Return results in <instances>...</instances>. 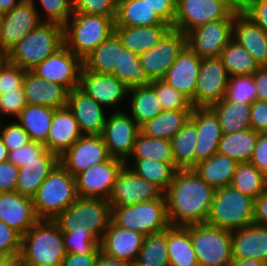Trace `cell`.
<instances>
[{
	"mask_svg": "<svg viewBox=\"0 0 267 266\" xmlns=\"http://www.w3.org/2000/svg\"><path fill=\"white\" fill-rule=\"evenodd\" d=\"M26 105L27 101L23 89L15 90V92H5L1 94L0 121H3L5 117L6 119L11 118L10 120H15Z\"/></svg>",
	"mask_w": 267,
	"mask_h": 266,
	"instance_id": "obj_55",
	"label": "cell"
},
{
	"mask_svg": "<svg viewBox=\"0 0 267 266\" xmlns=\"http://www.w3.org/2000/svg\"><path fill=\"white\" fill-rule=\"evenodd\" d=\"M190 236L199 266H232L231 231L201 223L190 225Z\"/></svg>",
	"mask_w": 267,
	"mask_h": 266,
	"instance_id": "obj_9",
	"label": "cell"
},
{
	"mask_svg": "<svg viewBox=\"0 0 267 266\" xmlns=\"http://www.w3.org/2000/svg\"><path fill=\"white\" fill-rule=\"evenodd\" d=\"M192 110L162 111L140 126V132L153 138L171 140L190 118Z\"/></svg>",
	"mask_w": 267,
	"mask_h": 266,
	"instance_id": "obj_37",
	"label": "cell"
},
{
	"mask_svg": "<svg viewBox=\"0 0 267 266\" xmlns=\"http://www.w3.org/2000/svg\"><path fill=\"white\" fill-rule=\"evenodd\" d=\"M6 59H7L6 54L3 52H0V67L5 62Z\"/></svg>",
	"mask_w": 267,
	"mask_h": 266,
	"instance_id": "obj_73",
	"label": "cell"
},
{
	"mask_svg": "<svg viewBox=\"0 0 267 266\" xmlns=\"http://www.w3.org/2000/svg\"><path fill=\"white\" fill-rule=\"evenodd\" d=\"M66 254L62 232L53 220L40 219L21 237L19 257L26 266H61Z\"/></svg>",
	"mask_w": 267,
	"mask_h": 266,
	"instance_id": "obj_2",
	"label": "cell"
},
{
	"mask_svg": "<svg viewBox=\"0 0 267 266\" xmlns=\"http://www.w3.org/2000/svg\"><path fill=\"white\" fill-rule=\"evenodd\" d=\"M115 18L73 13L63 26L64 45L83 61L114 32Z\"/></svg>",
	"mask_w": 267,
	"mask_h": 266,
	"instance_id": "obj_5",
	"label": "cell"
},
{
	"mask_svg": "<svg viewBox=\"0 0 267 266\" xmlns=\"http://www.w3.org/2000/svg\"><path fill=\"white\" fill-rule=\"evenodd\" d=\"M83 134L68 106L56 108L49 129L46 149L60 157Z\"/></svg>",
	"mask_w": 267,
	"mask_h": 266,
	"instance_id": "obj_27",
	"label": "cell"
},
{
	"mask_svg": "<svg viewBox=\"0 0 267 266\" xmlns=\"http://www.w3.org/2000/svg\"><path fill=\"white\" fill-rule=\"evenodd\" d=\"M118 59L119 37L113 32L83 60V67L95 73L112 74L118 68Z\"/></svg>",
	"mask_w": 267,
	"mask_h": 266,
	"instance_id": "obj_42",
	"label": "cell"
},
{
	"mask_svg": "<svg viewBox=\"0 0 267 266\" xmlns=\"http://www.w3.org/2000/svg\"><path fill=\"white\" fill-rule=\"evenodd\" d=\"M42 21L37 9L30 0H22L11 11L3 14L0 52L6 55L28 33Z\"/></svg>",
	"mask_w": 267,
	"mask_h": 266,
	"instance_id": "obj_20",
	"label": "cell"
},
{
	"mask_svg": "<svg viewBox=\"0 0 267 266\" xmlns=\"http://www.w3.org/2000/svg\"><path fill=\"white\" fill-rule=\"evenodd\" d=\"M77 198L75 177L58 163L37 189L32 201L40 219L53 220Z\"/></svg>",
	"mask_w": 267,
	"mask_h": 266,
	"instance_id": "obj_6",
	"label": "cell"
},
{
	"mask_svg": "<svg viewBox=\"0 0 267 266\" xmlns=\"http://www.w3.org/2000/svg\"><path fill=\"white\" fill-rule=\"evenodd\" d=\"M167 24L142 0H118L115 26H151Z\"/></svg>",
	"mask_w": 267,
	"mask_h": 266,
	"instance_id": "obj_38",
	"label": "cell"
},
{
	"mask_svg": "<svg viewBox=\"0 0 267 266\" xmlns=\"http://www.w3.org/2000/svg\"><path fill=\"white\" fill-rule=\"evenodd\" d=\"M253 222L267 227V190L254 199Z\"/></svg>",
	"mask_w": 267,
	"mask_h": 266,
	"instance_id": "obj_64",
	"label": "cell"
},
{
	"mask_svg": "<svg viewBox=\"0 0 267 266\" xmlns=\"http://www.w3.org/2000/svg\"><path fill=\"white\" fill-rule=\"evenodd\" d=\"M171 28L169 24L115 26L114 32L120 38L124 48L140 55L155 46Z\"/></svg>",
	"mask_w": 267,
	"mask_h": 266,
	"instance_id": "obj_31",
	"label": "cell"
},
{
	"mask_svg": "<svg viewBox=\"0 0 267 266\" xmlns=\"http://www.w3.org/2000/svg\"><path fill=\"white\" fill-rule=\"evenodd\" d=\"M253 217L254 199L229 185L215 190L206 223L232 232L254 223Z\"/></svg>",
	"mask_w": 267,
	"mask_h": 266,
	"instance_id": "obj_7",
	"label": "cell"
},
{
	"mask_svg": "<svg viewBox=\"0 0 267 266\" xmlns=\"http://www.w3.org/2000/svg\"><path fill=\"white\" fill-rule=\"evenodd\" d=\"M250 126L258 133L267 132V101L256 100L251 104Z\"/></svg>",
	"mask_w": 267,
	"mask_h": 266,
	"instance_id": "obj_59",
	"label": "cell"
},
{
	"mask_svg": "<svg viewBox=\"0 0 267 266\" xmlns=\"http://www.w3.org/2000/svg\"><path fill=\"white\" fill-rule=\"evenodd\" d=\"M2 21H3V14L0 13V36H1Z\"/></svg>",
	"mask_w": 267,
	"mask_h": 266,
	"instance_id": "obj_74",
	"label": "cell"
},
{
	"mask_svg": "<svg viewBox=\"0 0 267 266\" xmlns=\"http://www.w3.org/2000/svg\"><path fill=\"white\" fill-rule=\"evenodd\" d=\"M82 68L83 61L63 45L30 71L47 82L64 86L70 92L79 87Z\"/></svg>",
	"mask_w": 267,
	"mask_h": 266,
	"instance_id": "obj_11",
	"label": "cell"
},
{
	"mask_svg": "<svg viewBox=\"0 0 267 266\" xmlns=\"http://www.w3.org/2000/svg\"><path fill=\"white\" fill-rule=\"evenodd\" d=\"M232 39L243 46L259 67L267 66V34L246 14H235Z\"/></svg>",
	"mask_w": 267,
	"mask_h": 266,
	"instance_id": "obj_26",
	"label": "cell"
},
{
	"mask_svg": "<svg viewBox=\"0 0 267 266\" xmlns=\"http://www.w3.org/2000/svg\"><path fill=\"white\" fill-rule=\"evenodd\" d=\"M124 166L123 160L111 157L77 174L75 179L78 197L108 200L116 178Z\"/></svg>",
	"mask_w": 267,
	"mask_h": 266,
	"instance_id": "obj_17",
	"label": "cell"
},
{
	"mask_svg": "<svg viewBox=\"0 0 267 266\" xmlns=\"http://www.w3.org/2000/svg\"><path fill=\"white\" fill-rule=\"evenodd\" d=\"M143 239L141 232L121 228L111 220L100 241L101 252L112 258L135 263Z\"/></svg>",
	"mask_w": 267,
	"mask_h": 266,
	"instance_id": "obj_25",
	"label": "cell"
},
{
	"mask_svg": "<svg viewBox=\"0 0 267 266\" xmlns=\"http://www.w3.org/2000/svg\"><path fill=\"white\" fill-rule=\"evenodd\" d=\"M139 132L140 126L124 110L108 114L101 136L109 155L125 162L132 153Z\"/></svg>",
	"mask_w": 267,
	"mask_h": 266,
	"instance_id": "obj_15",
	"label": "cell"
},
{
	"mask_svg": "<svg viewBox=\"0 0 267 266\" xmlns=\"http://www.w3.org/2000/svg\"><path fill=\"white\" fill-rule=\"evenodd\" d=\"M21 235L0 220V254L10 258L19 257Z\"/></svg>",
	"mask_w": 267,
	"mask_h": 266,
	"instance_id": "obj_57",
	"label": "cell"
},
{
	"mask_svg": "<svg viewBox=\"0 0 267 266\" xmlns=\"http://www.w3.org/2000/svg\"><path fill=\"white\" fill-rule=\"evenodd\" d=\"M153 9L167 24L173 25L177 0H142Z\"/></svg>",
	"mask_w": 267,
	"mask_h": 266,
	"instance_id": "obj_61",
	"label": "cell"
},
{
	"mask_svg": "<svg viewBox=\"0 0 267 266\" xmlns=\"http://www.w3.org/2000/svg\"><path fill=\"white\" fill-rule=\"evenodd\" d=\"M0 121V138L8 151H13L28 144L31 139L28 133L16 120Z\"/></svg>",
	"mask_w": 267,
	"mask_h": 266,
	"instance_id": "obj_51",
	"label": "cell"
},
{
	"mask_svg": "<svg viewBox=\"0 0 267 266\" xmlns=\"http://www.w3.org/2000/svg\"><path fill=\"white\" fill-rule=\"evenodd\" d=\"M38 11L42 22H53L64 26L73 15L72 0H30Z\"/></svg>",
	"mask_w": 267,
	"mask_h": 266,
	"instance_id": "obj_48",
	"label": "cell"
},
{
	"mask_svg": "<svg viewBox=\"0 0 267 266\" xmlns=\"http://www.w3.org/2000/svg\"><path fill=\"white\" fill-rule=\"evenodd\" d=\"M267 34V0H252L246 13Z\"/></svg>",
	"mask_w": 267,
	"mask_h": 266,
	"instance_id": "obj_63",
	"label": "cell"
},
{
	"mask_svg": "<svg viewBox=\"0 0 267 266\" xmlns=\"http://www.w3.org/2000/svg\"><path fill=\"white\" fill-rule=\"evenodd\" d=\"M230 185L242 194L255 199L267 190V177L252 163L241 162L237 164Z\"/></svg>",
	"mask_w": 267,
	"mask_h": 266,
	"instance_id": "obj_45",
	"label": "cell"
},
{
	"mask_svg": "<svg viewBox=\"0 0 267 266\" xmlns=\"http://www.w3.org/2000/svg\"><path fill=\"white\" fill-rule=\"evenodd\" d=\"M67 253L90 254L100 241L92 233H62Z\"/></svg>",
	"mask_w": 267,
	"mask_h": 266,
	"instance_id": "obj_52",
	"label": "cell"
},
{
	"mask_svg": "<svg viewBox=\"0 0 267 266\" xmlns=\"http://www.w3.org/2000/svg\"><path fill=\"white\" fill-rule=\"evenodd\" d=\"M135 266H170L167 249V228L144 236Z\"/></svg>",
	"mask_w": 267,
	"mask_h": 266,
	"instance_id": "obj_46",
	"label": "cell"
},
{
	"mask_svg": "<svg viewBox=\"0 0 267 266\" xmlns=\"http://www.w3.org/2000/svg\"><path fill=\"white\" fill-rule=\"evenodd\" d=\"M190 119L196 124L198 137L195 165L217 153L222 137L219 119L210 107H193Z\"/></svg>",
	"mask_w": 267,
	"mask_h": 266,
	"instance_id": "obj_22",
	"label": "cell"
},
{
	"mask_svg": "<svg viewBox=\"0 0 267 266\" xmlns=\"http://www.w3.org/2000/svg\"><path fill=\"white\" fill-rule=\"evenodd\" d=\"M27 70L9 62L7 59L0 67V95L23 89V80Z\"/></svg>",
	"mask_w": 267,
	"mask_h": 266,
	"instance_id": "obj_54",
	"label": "cell"
},
{
	"mask_svg": "<svg viewBox=\"0 0 267 266\" xmlns=\"http://www.w3.org/2000/svg\"><path fill=\"white\" fill-rule=\"evenodd\" d=\"M58 163L59 157L48 150L37 160L27 162L19 168L15 192L32 198Z\"/></svg>",
	"mask_w": 267,
	"mask_h": 266,
	"instance_id": "obj_30",
	"label": "cell"
},
{
	"mask_svg": "<svg viewBox=\"0 0 267 266\" xmlns=\"http://www.w3.org/2000/svg\"><path fill=\"white\" fill-rule=\"evenodd\" d=\"M0 220L23 236L40 218L32 198L14 191L0 193Z\"/></svg>",
	"mask_w": 267,
	"mask_h": 266,
	"instance_id": "obj_24",
	"label": "cell"
},
{
	"mask_svg": "<svg viewBox=\"0 0 267 266\" xmlns=\"http://www.w3.org/2000/svg\"><path fill=\"white\" fill-rule=\"evenodd\" d=\"M249 162L267 177V132L258 134L256 146Z\"/></svg>",
	"mask_w": 267,
	"mask_h": 266,
	"instance_id": "obj_60",
	"label": "cell"
},
{
	"mask_svg": "<svg viewBox=\"0 0 267 266\" xmlns=\"http://www.w3.org/2000/svg\"><path fill=\"white\" fill-rule=\"evenodd\" d=\"M55 108L27 104L15 119L28 133L31 141L45 144Z\"/></svg>",
	"mask_w": 267,
	"mask_h": 266,
	"instance_id": "obj_35",
	"label": "cell"
},
{
	"mask_svg": "<svg viewBox=\"0 0 267 266\" xmlns=\"http://www.w3.org/2000/svg\"><path fill=\"white\" fill-rule=\"evenodd\" d=\"M112 209L108 200L78 197L53 221L62 233H92L99 241L111 221Z\"/></svg>",
	"mask_w": 267,
	"mask_h": 266,
	"instance_id": "obj_3",
	"label": "cell"
},
{
	"mask_svg": "<svg viewBox=\"0 0 267 266\" xmlns=\"http://www.w3.org/2000/svg\"><path fill=\"white\" fill-rule=\"evenodd\" d=\"M233 15L223 0H177L172 28L187 34L208 22L231 18Z\"/></svg>",
	"mask_w": 267,
	"mask_h": 266,
	"instance_id": "obj_13",
	"label": "cell"
},
{
	"mask_svg": "<svg viewBox=\"0 0 267 266\" xmlns=\"http://www.w3.org/2000/svg\"><path fill=\"white\" fill-rule=\"evenodd\" d=\"M197 137L196 124L190 118L172 137V154L176 170L192 169L195 166Z\"/></svg>",
	"mask_w": 267,
	"mask_h": 266,
	"instance_id": "obj_39",
	"label": "cell"
},
{
	"mask_svg": "<svg viewBox=\"0 0 267 266\" xmlns=\"http://www.w3.org/2000/svg\"><path fill=\"white\" fill-rule=\"evenodd\" d=\"M225 98L228 101L252 104L257 100L253 75L230 76Z\"/></svg>",
	"mask_w": 267,
	"mask_h": 266,
	"instance_id": "obj_49",
	"label": "cell"
},
{
	"mask_svg": "<svg viewBox=\"0 0 267 266\" xmlns=\"http://www.w3.org/2000/svg\"><path fill=\"white\" fill-rule=\"evenodd\" d=\"M22 0H0V13L4 14L15 8Z\"/></svg>",
	"mask_w": 267,
	"mask_h": 266,
	"instance_id": "obj_69",
	"label": "cell"
},
{
	"mask_svg": "<svg viewBox=\"0 0 267 266\" xmlns=\"http://www.w3.org/2000/svg\"><path fill=\"white\" fill-rule=\"evenodd\" d=\"M258 134L252 129L222 134L217 153L228 156L238 163L249 162L256 146Z\"/></svg>",
	"mask_w": 267,
	"mask_h": 266,
	"instance_id": "obj_41",
	"label": "cell"
},
{
	"mask_svg": "<svg viewBox=\"0 0 267 266\" xmlns=\"http://www.w3.org/2000/svg\"><path fill=\"white\" fill-rule=\"evenodd\" d=\"M229 75L219 57L201 59L193 107H210L225 97Z\"/></svg>",
	"mask_w": 267,
	"mask_h": 266,
	"instance_id": "obj_16",
	"label": "cell"
},
{
	"mask_svg": "<svg viewBox=\"0 0 267 266\" xmlns=\"http://www.w3.org/2000/svg\"><path fill=\"white\" fill-rule=\"evenodd\" d=\"M112 75L122 81L128 89L149 86L151 83L141 67L139 55L124 48L120 38L118 68H114Z\"/></svg>",
	"mask_w": 267,
	"mask_h": 266,
	"instance_id": "obj_43",
	"label": "cell"
},
{
	"mask_svg": "<svg viewBox=\"0 0 267 266\" xmlns=\"http://www.w3.org/2000/svg\"><path fill=\"white\" fill-rule=\"evenodd\" d=\"M186 46V34L171 28L151 49L139 55L141 67L150 81L161 80Z\"/></svg>",
	"mask_w": 267,
	"mask_h": 266,
	"instance_id": "obj_12",
	"label": "cell"
},
{
	"mask_svg": "<svg viewBox=\"0 0 267 266\" xmlns=\"http://www.w3.org/2000/svg\"><path fill=\"white\" fill-rule=\"evenodd\" d=\"M238 162L222 154H214L207 160L197 163L192 169L214 190L229 186Z\"/></svg>",
	"mask_w": 267,
	"mask_h": 266,
	"instance_id": "obj_32",
	"label": "cell"
},
{
	"mask_svg": "<svg viewBox=\"0 0 267 266\" xmlns=\"http://www.w3.org/2000/svg\"><path fill=\"white\" fill-rule=\"evenodd\" d=\"M145 158L170 163L175 168L171 140L153 138L139 132L128 159Z\"/></svg>",
	"mask_w": 267,
	"mask_h": 266,
	"instance_id": "obj_44",
	"label": "cell"
},
{
	"mask_svg": "<svg viewBox=\"0 0 267 266\" xmlns=\"http://www.w3.org/2000/svg\"><path fill=\"white\" fill-rule=\"evenodd\" d=\"M155 199H165L164 192L125 165L116 178L108 202L110 206H126Z\"/></svg>",
	"mask_w": 267,
	"mask_h": 266,
	"instance_id": "obj_18",
	"label": "cell"
},
{
	"mask_svg": "<svg viewBox=\"0 0 267 266\" xmlns=\"http://www.w3.org/2000/svg\"><path fill=\"white\" fill-rule=\"evenodd\" d=\"M219 119L222 134L251 129V105L228 101L225 97L210 106Z\"/></svg>",
	"mask_w": 267,
	"mask_h": 266,
	"instance_id": "obj_36",
	"label": "cell"
},
{
	"mask_svg": "<svg viewBox=\"0 0 267 266\" xmlns=\"http://www.w3.org/2000/svg\"><path fill=\"white\" fill-rule=\"evenodd\" d=\"M73 13L116 17L118 0H72Z\"/></svg>",
	"mask_w": 267,
	"mask_h": 266,
	"instance_id": "obj_53",
	"label": "cell"
},
{
	"mask_svg": "<svg viewBox=\"0 0 267 266\" xmlns=\"http://www.w3.org/2000/svg\"><path fill=\"white\" fill-rule=\"evenodd\" d=\"M5 266H26L20 257L11 258Z\"/></svg>",
	"mask_w": 267,
	"mask_h": 266,
	"instance_id": "obj_71",
	"label": "cell"
},
{
	"mask_svg": "<svg viewBox=\"0 0 267 266\" xmlns=\"http://www.w3.org/2000/svg\"><path fill=\"white\" fill-rule=\"evenodd\" d=\"M46 151L47 149L44 144L30 141L16 150L9 151L8 161L20 168L27 162L37 160V157H41Z\"/></svg>",
	"mask_w": 267,
	"mask_h": 266,
	"instance_id": "obj_56",
	"label": "cell"
},
{
	"mask_svg": "<svg viewBox=\"0 0 267 266\" xmlns=\"http://www.w3.org/2000/svg\"><path fill=\"white\" fill-rule=\"evenodd\" d=\"M167 249L170 266H199L189 226L167 228Z\"/></svg>",
	"mask_w": 267,
	"mask_h": 266,
	"instance_id": "obj_34",
	"label": "cell"
},
{
	"mask_svg": "<svg viewBox=\"0 0 267 266\" xmlns=\"http://www.w3.org/2000/svg\"><path fill=\"white\" fill-rule=\"evenodd\" d=\"M101 253V247H96L90 254L67 253L61 262V266H97Z\"/></svg>",
	"mask_w": 267,
	"mask_h": 266,
	"instance_id": "obj_62",
	"label": "cell"
},
{
	"mask_svg": "<svg viewBox=\"0 0 267 266\" xmlns=\"http://www.w3.org/2000/svg\"><path fill=\"white\" fill-rule=\"evenodd\" d=\"M225 6L234 14H246L252 0H223Z\"/></svg>",
	"mask_w": 267,
	"mask_h": 266,
	"instance_id": "obj_66",
	"label": "cell"
},
{
	"mask_svg": "<svg viewBox=\"0 0 267 266\" xmlns=\"http://www.w3.org/2000/svg\"><path fill=\"white\" fill-rule=\"evenodd\" d=\"M235 14L231 18L211 21L186 34V45L201 59L220 57L232 39Z\"/></svg>",
	"mask_w": 267,
	"mask_h": 266,
	"instance_id": "obj_14",
	"label": "cell"
},
{
	"mask_svg": "<svg viewBox=\"0 0 267 266\" xmlns=\"http://www.w3.org/2000/svg\"><path fill=\"white\" fill-rule=\"evenodd\" d=\"M19 168L9 161L0 163V193L14 192Z\"/></svg>",
	"mask_w": 267,
	"mask_h": 266,
	"instance_id": "obj_58",
	"label": "cell"
},
{
	"mask_svg": "<svg viewBox=\"0 0 267 266\" xmlns=\"http://www.w3.org/2000/svg\"><path fill=\"white\" fill-rule=\"evenodd\" d=\"M22 87L27 104L55 109L67 106L69 91L64 86L47 82L31 71H26Z\"/></svg>",
	"mask_w": 267,
	"mask_h": 266,
	"instance_id": "obj_29",
	"label": "cell"
},
{
	"mask_svg": "<svg viewBox=\"0 0 267 266\" xmlns=\"http://www.w3.org/2000/svg\"><path fill=\"white\" fill-rule=\"evenodd\" d=\"M125 111L141 126L163 110L155 90L149 85L128 89Z\"/></svg>",
	"mask_w": 267,
	"mask_h": 266,
	"instance_id": "obj_33",
	"label": "cell"
},
{
	"mask_svg": "<svg viewBox=\"0 0 267 266\" xmlns=\"http://www.w3.org/2000/svg\"><path fill=\"white\" fill-rule=\"evenodd\" d=\"M111 220L121 228L144 236L164 231L170 226L166 200L155 199L126 206H111Z\"/></svg>",
	"mask_w": 267,
	"mask_h": 266,
	"instance_id": "obj_8",
	"label": "cell"
},
{
	"mask_svg": "<svg viewBox=\"0 0 267 266\" xmlns=\"http://www.w3.org/2000/svg\"><path fill=\"white\" fill-rule=\"evenodd\" d=\"M150 86L155 90L163 111L192 110L190 100L164 80H153Z\"/></svg>",
	"mask_w": 267,
	"mask_h": 266,
	"instance_id": "obj_50",
	"label": "cell"
},
{
	"mask_svg": "<svg viewBox=\"0 0 267 266\" xmlns=\"http://www.w3.org/2000/svg\"><path fill=\"white\" fill-rule=\"evenodd\" d=\"M219 58L229 76L253 75L259 68L248 51L233 39L228 42Z\"/></svg>",
	"mask_w": 267,
	"mask_h": 266,
	"instance_id": "obj_47",
	"label": "cell"
},
{
	"mask_svg": "<svg viewBox=\"0 0 267 266\" xmlns=\"http://www.w3.org/2000/svg\"><path fill=\"white\" fill-rule=\"evenodd\" d=\"M8 154L9 151L3 143L2 139L0 138V163L8 161Z\"/></svg>",
	"mask_w": 267,
	"mask_h": 266,
	"instance_id": "obj_70",
	"label": "cell"
},
{
	"mask_svg": "<svg viewBox=\"0 0 267 266\" xmlns=\"http://www.w3.org/2000/svg\"><path fill=\"white\" fill-rule=\"evenodd\" d=\"M11 258L0 254V266H5V264L10 260Z\"/></svg>",
	"mask_w": 267,
	"mask_h": 266,
	"instance_id": "obj_72",
	"label": "cell"
},
{
	"mask_svg": "<svg viewBox=\"0 0 267 266\" xmlns=\"http://www.w3.org/2000/svg\"><path fill=\"white\" fill-rule=\"evenodd\" d=\"M232 266H267V262L255 259L233 260Z\"/></svg>",
	"mask_w": 267,
	"mask_h": 266,
	"instance_id": "obj_68",
	"label": "cell"
},
{
	"mask_svg": "<svg viewBox=\"0 0 267 266\" xmlns=\"http://www.w3.org/2000/svg\"><path fill=\"white\" fill-rule=\"evenodd\" d=\"M64 45V27L41 22L6 55L9 62L30 71Z\"/></svg>",
	"mask_w": 267,
	"mask_h": 266,
	"instance_id": "obj_4",
	"label": "cell"
},
{
	"mask_svg": "<svg viewBox=\"0 0 267 266\" xmlns=\"http://www.w3.org/2000/svg\"><path fill=\"white\" fill-rule=\"evenodd\" d=\"M257 100L267 101V66L259 67L253 74Z\"/></svg>",
	"mask_w": 267,
	"mask_h": 266,
	"instance_id": "obj_65",
	"label": "cell"
},
{
	"mask_svg": "<svg viewBox=\"0 0 267 266\" xmlns=\"http://www.w3.org/2000/svg\"><path fill=\"white\" fill-rule=\"evenodd\" d=\"M97 266H135V263L112 258L101 252L97 261Z\"/></svg>",
	"mask_w": 267,
	"mask_h": 266,
	"instance_id": "obj_67",
	"label": "cell"
},
{
	"mask_svg": "<svg viewBox=\"0 0 267 266\" xmlns=\"http://www.w3.org/2000/svg\"><path fill=\"white\" fill-rule=\"evenodd\" d=\"M200 66L201 58L186 45L162 79L186 96L192 107Z\"/></svg>",
	"mask_w": 267,
	"mask_h": 266,
	"instance_id": "obj_23",
	"label": "cell"
},
{
	"mask_svg": "<svg viewBox=\"0 0 267 266\" xmlns=\"http://www.w3.org/2000/svg\"><path fill=\"white\" fill-rule=\"evenodd\" d=\"M125 165L135 174L155 184L165 192L177 171L170 163L155 159H127Z\"/></svg>",
	"mask_w": 267,
	"mask_h": 266,
	"instance_id": "obj_40",
	"label": "cell"
},
{
	"mask_svg": "<svg viewBox=\"0 0 267 266\" xmlns=\"http://www.w3.org/2000/svg\"><path fill=\"white\" fill-rule=\"evenodd\" d=\"M79 88L110 112H120L126 108L128 88L112 74L95 73L83 67Z\"/></svg>",
	"mask_w": 267,
	"mask_h": 266,
	"instance_id": "obj_10",
	"label": "cell"
},
{
	"mask_svg": "<svg viewBox=\"0 0 267 266\" xmlns=\"http://www.w3.org/2000/svg\"><path fill=\"white\" fill-rule=\"evenodd\" d=\"M110 158L101 135H82L59 157V163L75 177L91 166Z\"/></svg>",
	"mask_w": 267,
	"mask_h": 266,
	"instance_id": "obj_19",
	"label": "cell"
},
{
	"mask_svg": "<svg viewBox=\"0 0 267 266\" xmlns=\"http://www.w3.org/2000/svg\"><path fill=\"white\" fill-rule=\"evenodd\" d=\"M233 260L267 262V227L252 223L231 232Z\"/></svg>",
	"mask_w": 267,
	"mask_h": 266,
	"instance_id": "obj_28",
	"label": "cell"
},
{
	"mask_svg": "<svg viewBox=\"0 0 267 266\" xmlns=\"http://www.w3.org/2000/svg\"><path fill=\"white\" fill-rule=\"evenodd\" d=\"M215 190L193 169H178L164 192L171 226L206 223Z\"/></svg>",
	"mask_w": 267,
	"mask_h": 266,
	"instance_id": "obj_1",
	"label": "cell"
},
{
	"mask_svg": "<svg viewBox=\"0 0 267 266\" xmlns=\"http://www.w3.org/2000/svg\"><path fill=\"white\" fill-rule=\"evenodd\" d=\"M67 106L83 135H101L110 111L79 87L68 93Z\"/></svg>",
	"mask_w": 267,
	"mask_h": 266,
	"instance_id": "obj_21",
	"label": "cell"
}]
</instances>
